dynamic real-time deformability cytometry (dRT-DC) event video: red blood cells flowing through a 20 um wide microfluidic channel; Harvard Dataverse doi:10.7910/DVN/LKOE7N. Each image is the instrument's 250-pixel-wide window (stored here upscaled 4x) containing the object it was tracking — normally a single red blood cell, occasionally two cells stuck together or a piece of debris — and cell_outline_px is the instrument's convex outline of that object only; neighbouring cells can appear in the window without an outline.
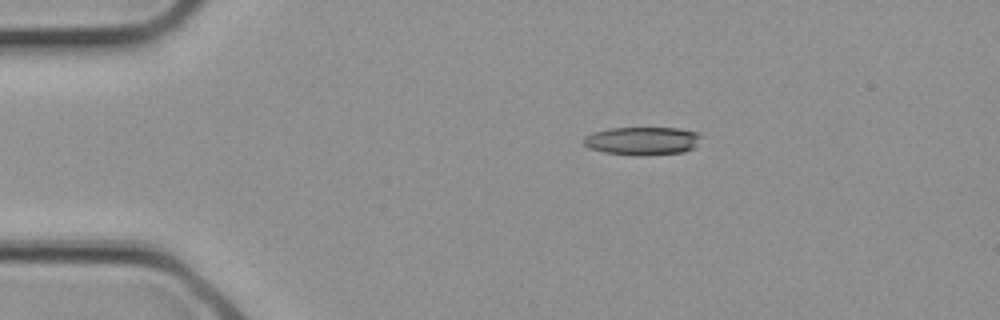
{"species": "common noctule bat (a hibernating species)", "species_latin": "Nyctalus noctula", "temperature_condition": "cold", "stored_images_in_passage": 2, "camera_frame_rate_fps": 3000, "um_per_image_px": 0.085, "animal": {"sex": "female", "body_mass_g": 21.9}, "frame": {"image": 1, "passage_image": 1, "time_ms": 0.0, "image_size_px": [1000, 320], "cell_outline_px": [[700, 136], [696, 144], [692, 148], [684, 152], [644, 156], [636, 156], [604, 152], [588, 148], [584, 144], [584, 136], [592, 132], [612, 128], [680, 128], [696, 132]], "centroid_in_image_um": [54.56, 11.98], "position_along_channel_um": 30.4, "area_um2": 19.31}}
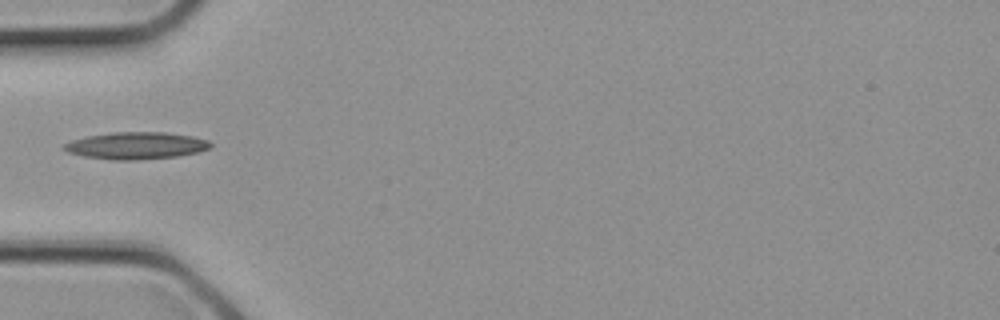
{"frame": {"image": 2, "passage_image": 2, "time_ms": 0.333, "image_size_px": [1000, 320], "cell_outline_px": [[212, 148], [200, 152], [176, 156], [136, 160], [112, 160], [84, 156], [68, 152], [60, 148], [64, 144], [72, 140], [88, 136], [112, 132], [164, 132], [192, 136], [208, 140], [212, 144]], "centroid_in_image_um": [11.58, 12.38], "position_along_channel_um": 73.4, "area_um2": 23.18}}